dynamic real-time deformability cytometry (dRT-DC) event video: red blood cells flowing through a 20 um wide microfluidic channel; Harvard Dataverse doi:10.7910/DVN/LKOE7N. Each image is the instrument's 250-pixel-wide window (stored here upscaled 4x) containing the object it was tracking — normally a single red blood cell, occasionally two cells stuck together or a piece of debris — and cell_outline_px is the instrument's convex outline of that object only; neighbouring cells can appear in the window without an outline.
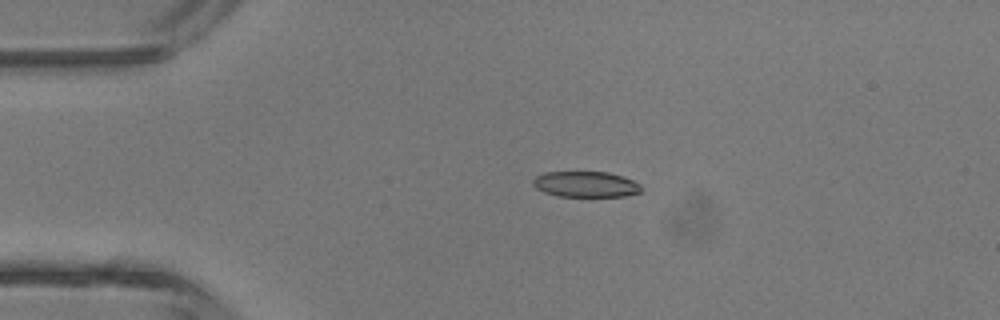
{"species": "common noctule bat (a hibernating species)", "species_latin": "Nyctalus noctula", "temperature_condition": "room temperature", "stored_images_in_passage": 3, "camera_frame_rate_fps": 3000, "um_per_image_px": 0.085, "animal": {"sex": "male", "body_mass_g": 13.3}, "frame": {"image": 1, "passage_image": 2, "time_ms": 1.333, "image_size_px": [1000, 320], "cell_outline_px": [[640, 192], [624, 196], [560, 196], [544, 192], [536, 188], [532, 184], [532, 180], [536, 176], [544, 172], [608, 172], [624, 176], [640, 184]], "centroid_in_image_um": [49.77, 15.65], "position_along_channel_um": 35.2, "area_um2": 16.18}}